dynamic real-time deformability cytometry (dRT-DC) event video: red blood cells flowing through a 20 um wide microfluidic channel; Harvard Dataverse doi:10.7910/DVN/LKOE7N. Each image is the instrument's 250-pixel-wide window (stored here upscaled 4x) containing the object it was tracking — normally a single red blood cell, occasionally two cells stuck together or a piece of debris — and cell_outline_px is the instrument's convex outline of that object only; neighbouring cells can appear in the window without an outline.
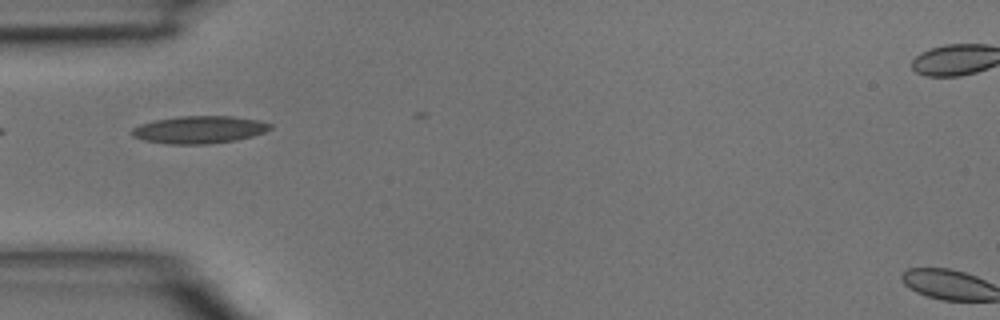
{"species": "common noctule bat (a hibernating species)", "species_latin": "Nyctalus noctula", "temperature_condition": "room temperature", "stored_images_in_passage": 5, "camera_frame_rate_fps": 3000, "um_per_image_px": 0.085, "animal": {"sex": "male", "body_mass_g": 15.6}, "frame": {"image": 1, "passage_image": 4, "time_ms": 1.0, "image_size_px": [1000, 320], "cell_outline_px": [[272, 128], [264, 132], [252, 136], [236, 140], [208, 144], [168, 144], [144, 140], [132, 136], [132, 128], [140, 124], [156, 120], [180, 116], [232, 116], [260, 120], [272, 124]], "centroid_in_image_um": [16.96, 11.02], "position_along_channel_um": 68.0, "area_um2": 22.14}}